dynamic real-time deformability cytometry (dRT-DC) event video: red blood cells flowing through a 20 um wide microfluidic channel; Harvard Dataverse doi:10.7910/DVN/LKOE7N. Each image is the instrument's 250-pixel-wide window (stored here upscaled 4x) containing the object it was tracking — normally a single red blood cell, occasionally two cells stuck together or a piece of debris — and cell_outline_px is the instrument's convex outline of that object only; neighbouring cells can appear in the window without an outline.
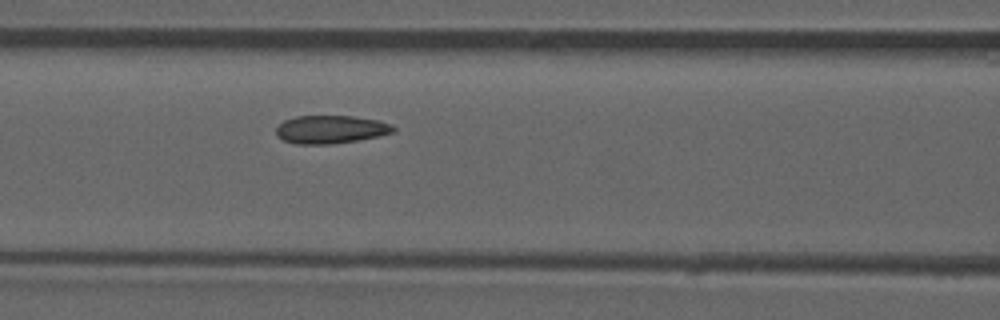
{"species": "common noctule bat (a hibernating species)", "species_latin": "Nyctalus noctula", "temperature_condition": "room temperature", "stored_images_in_passage": 45, "camera_frame_rate_fps": 3000, "um_per_image_px": 0.085, "animal": {"sex": "male", "forearm_length_mm": 52.5}, "frame": {"image": 1, "passage_image": 19, "time_ms": 6.0, "image_size_px": [1000, 320], "cell_outline_px": [[396, 128], [392, 132], [376, 136], [356, 140], [328, 144], [296, 144], [284, 140], [276, 136], [276, 128], [284, 120], [296, 116], [352, 116], [380, 120], [392, 124]], "centroid_in_image_um": [28.09, 10.99], "position_along_channel_um": 138.5, "area_um2": 19.07}}